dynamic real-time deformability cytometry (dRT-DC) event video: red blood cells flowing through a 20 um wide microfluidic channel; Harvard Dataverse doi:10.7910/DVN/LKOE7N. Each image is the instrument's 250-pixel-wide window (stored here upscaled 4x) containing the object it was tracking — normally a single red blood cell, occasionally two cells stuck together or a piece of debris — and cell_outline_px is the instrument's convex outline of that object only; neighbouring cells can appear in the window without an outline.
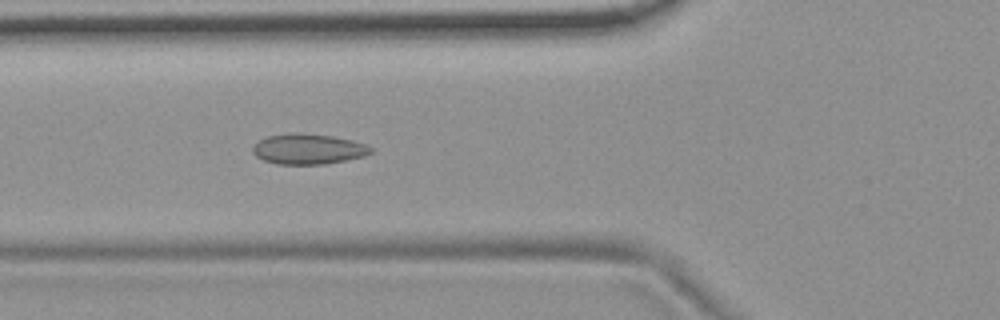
{"species": "common noctule bat (a hibernating species)", "species_latin": "Nyctalus noctula", "temperature_condition": "room temperature", "stored_images_in_passage": 31, "camera_frame_rate_fps": 3000, "um_per_image_px": 0.085, "animal": {"sex": "female", "body_mass_g": 19.9}, "frame": {"image": 1, "passage_image": 3, "time_ms": 0.667, "image_size_px": [1000, 320], "cell_outline_px": [[372, 152], [364, 156], [324, 164], [276, 164], [264, 160], [256, 156], [252, 152], [252, 148], [260, 140], [268, 136], [288, 132], [300, 132], [332, 136], [352, 140], [364, 144], [372, 148]], "centroid_in_image_um": [26.17, 12.65], "position_along_channel_um": 99.6, "area_um2": 20.87}}
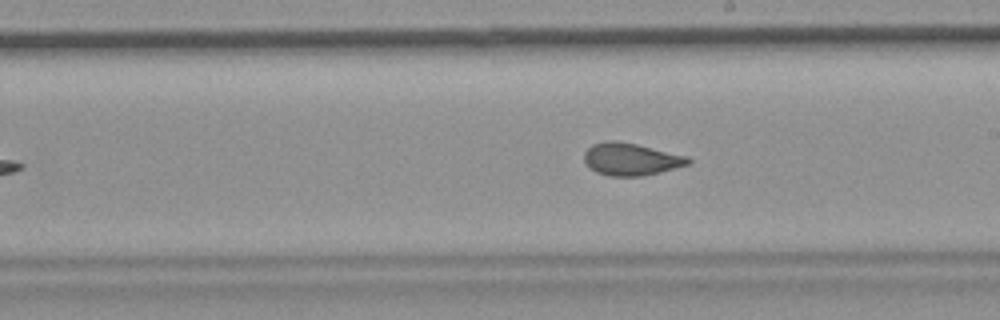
{"frame": {"image": 2, "passage_image": 14, "time_ms": 4.333, "image_size_px": [1000, 320], "cell_outline_px": [[692, 160], [688, 164], [660, 172], [644, 176], [608, 176], [596, 172], [584, 160], [584, 152], [592, 144], [608, 140], [616, 140], [636, 144], [688, 156]], "centroid_in_image_um": [53.62, 13.53], "position_along_channel_um": 235.4, "area_um2": 19.54}}
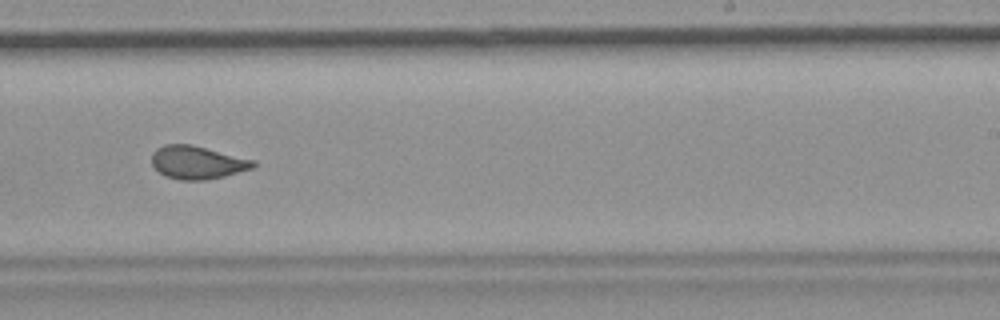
{"frame": {"image": 3, "passage_image": 17, "time_ms": 5.333, "image_size_px": [1000, 320], "cell_outline_px": [[256, 164], [252, 168], [224, 176], [204, 180], [180, 180], [164, 176], [152, 164], [152, 152], [156, 148], [164, 144], [192, 144], [256, 160]], "centroid_in_image_um": [16.76, 13.79], "position_along_channel_um": 272.2, "area_um2": 19.65}}